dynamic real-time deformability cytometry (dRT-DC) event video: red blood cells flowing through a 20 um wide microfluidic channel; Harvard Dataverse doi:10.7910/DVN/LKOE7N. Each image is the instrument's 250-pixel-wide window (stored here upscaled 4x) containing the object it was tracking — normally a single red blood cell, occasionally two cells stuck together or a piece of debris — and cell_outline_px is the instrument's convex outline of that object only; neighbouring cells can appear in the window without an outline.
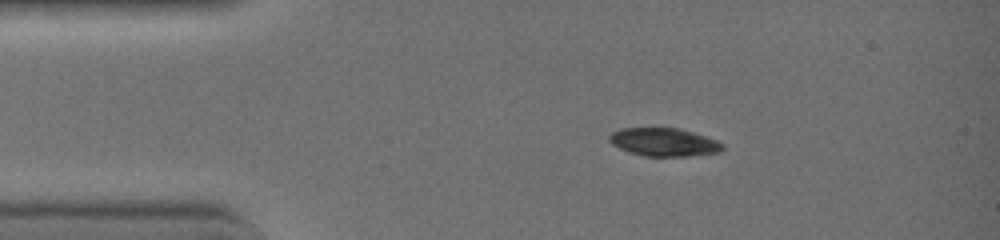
{"species": "common noctule bat (a hibernating species)", "species_latin": "Nyctalus noctula", "temperature_condition": "warm", "stored_images_in_passage": 12, "camera_frame_rate_fps": 3000, "um_per_image_px": 0.085, "animal": {"sex": "female", "body_mass_g": 19.0, "forearm_length_mm": 51.5}, "frame": {"image": 1, "passage_image": 1, "time_ms": 0.0, "image_size_px": [1000, 240], "cell_outline_px": [[724, 148], [720, 152], [688, 156], [644, 156], [628, 152], [612, 144], [608, 140], [608, 136], [612, 132], [620, 128], [680, 128], [716, 140], [724, 144]], "centroid_in_image_um": [56.41, 12.08], "position_along_channel_um": 28.6, "area_um2": 18.61}}
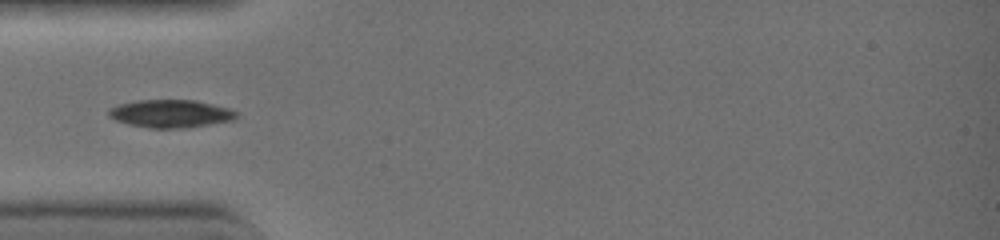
{"frame": {"image": 2, "passage_image": 7, "time_ms": 2.0, "image_size_px": [1000, 240], "cell_outline_px": [[236, 116], [232, 120], [184, 128], [148, 128], [128, 124], [116, 120], [108, 116], [108, 112], [112, 108], [120, 104], [140, 100], [192, 100], [228, 108], [236, 112]], "centroid_in_image_um": [14.47, 9.67], "position_along_channel_um": 70.5, "area_um2": 20.29}}
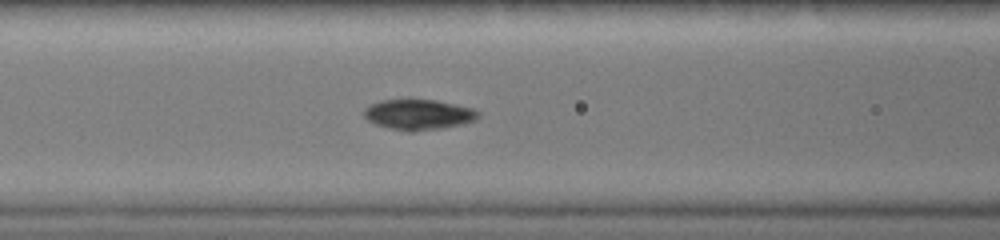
{"frame": {"image": 3, "passage_image": 11, "time_ms": 3.333, "image_size_px": [1000, 240], "cell_outline_px": [[480, 116], [476, 120], [464, 124], [444, 128], [412, 132], [408, 132], [388, 128], [376, 124], [368, 120], [364, 116], [364, 108], [380, 100], [436, 100], [472, 108], [480, 112]], "centroid_in_image_um": [35.6, 9.75], "position_along_channel_um": 131.0, "area_um2": 20.35}}